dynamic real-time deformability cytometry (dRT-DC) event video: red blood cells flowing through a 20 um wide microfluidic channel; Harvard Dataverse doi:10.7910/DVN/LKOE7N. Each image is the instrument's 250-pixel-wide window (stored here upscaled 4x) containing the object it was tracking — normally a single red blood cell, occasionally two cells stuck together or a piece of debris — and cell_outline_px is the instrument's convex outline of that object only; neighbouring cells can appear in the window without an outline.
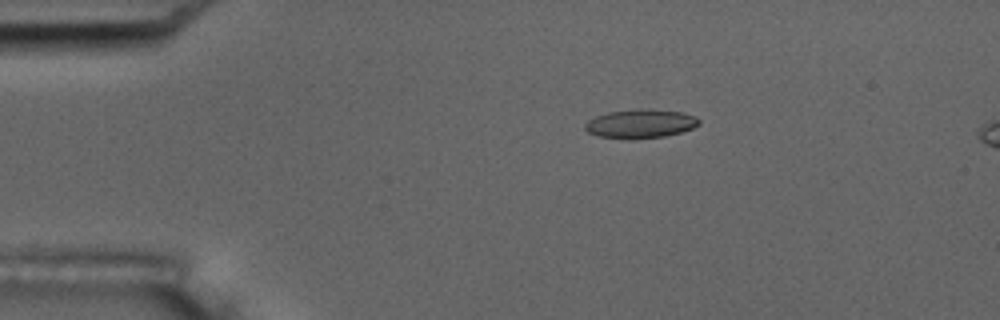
{"species": "common noctule bat (a hibernating species)", "species_latin": "Nyctalus noctula", "temperature_condition": "room temperature", "stored_images_in_passage": 4, "camera_frame_rate_fps": 3000, "um_per_image_px": 0.085, "animal": {"sex": "male", "body_mass_g": 17.5, "forearm_length_mm": 52.3}, "frame": {"image": 1, "passage_image": 3, "time_ms": 2.333, "image_size_px": [1000, 320], "cell_outline_px": [[700, 124], [692, 128], [680, 132], [664, 136], [632, 140], [600, 136], [588, 132], [584, 128], [584, 124], [588, 120], [596, 116], [608, 112], [640, 108], [644, 108], [680, 112], [696, 116], [700, 120]], "centroid_in_image_um": [54.43, 10.51], "position_along_channel_um": 30.6, "area_um2": 19.25}}